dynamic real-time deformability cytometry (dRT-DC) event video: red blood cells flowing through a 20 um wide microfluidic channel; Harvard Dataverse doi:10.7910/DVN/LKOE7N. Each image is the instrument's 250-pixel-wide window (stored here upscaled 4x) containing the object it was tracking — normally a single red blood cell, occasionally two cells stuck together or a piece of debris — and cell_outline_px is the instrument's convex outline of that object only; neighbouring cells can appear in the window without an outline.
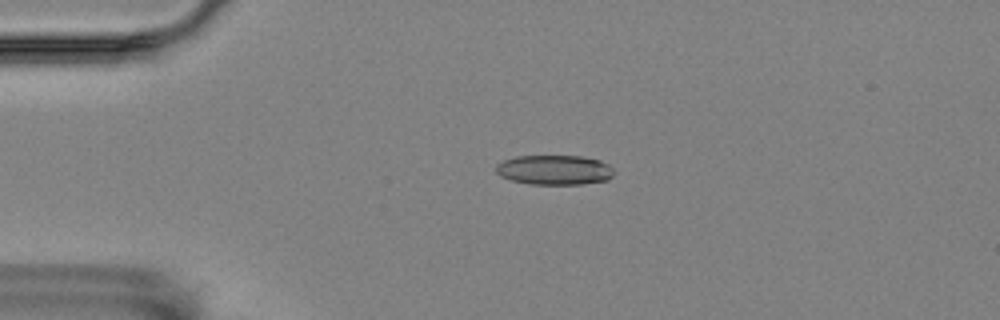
{"species": "Egyptian fruit bat (a non-hibernating species)", "species_latin": "Rousettus aegyptiacus", "temperature_condition": "room temperature", "stored_images_in_passage": 57, "camera_frame_rate_fps": 3000, "um_per_image_px": 0.085, "animal": {"sex": "female"}, "frame": {"image": 1, "passage_image": 13, "time_ms": 4.0, "image_size_px": [1000, 320], "cell_outline_px": [[616, 172], [608, 180], [580, 184], [528, 184], [512, 180], [500, 176], [496, 172], [496, 164], [504, 160], [516, 156], [580, 156], [600, 160], [608, 164]], "centroid_in_image_um": [47.13, 14.44], "position_along_channel_um": 37.9, "area_um2": 20.52}}
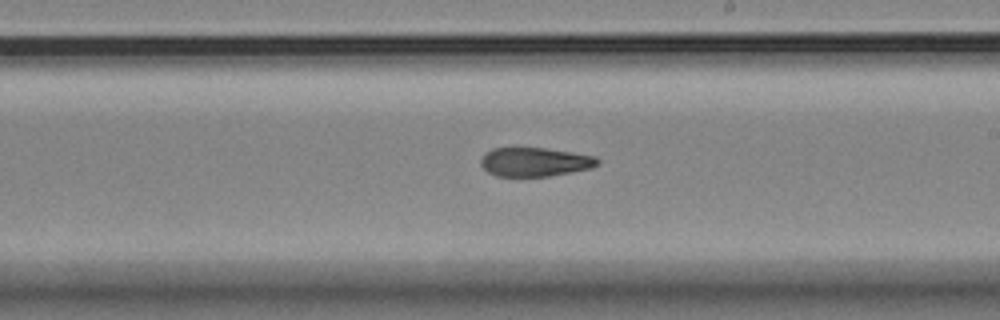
{"frame": {"image": 2, "passage_image": 33, "time_ms": 10.667, "image_size_px": [1000, 320], "cell_outline_px": [[600, 164], [592, 168], [572, 172], [548, 176], [496, 176], [488, 172], [480, 164], [480, 160], [484, 152], [492, 148], [544, 148], [596, 156], [600, 160]], "centroid_in_image_um": [45.46, 13.76], "position_along_channel_um": 243.5, "area_um2": 19.77}}
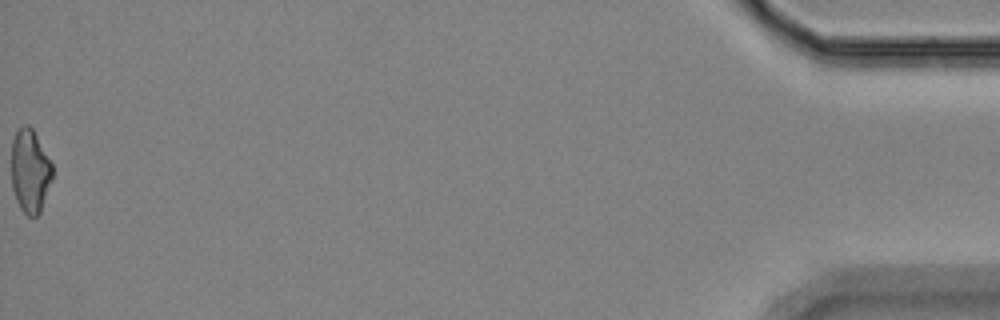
{"frame": {"image": 3, "passage_image": 57, "time_ms": 18.667, "image_size_px": [1000, 320], "cell_outline_px": [[52, 176], [40, 212], [36, 216], [28, 216], [20, 208], [16, 200], [12, 188], [12, 140], [16, 132], [24, 124], [28, 124], [32, 128], [52, 164]], "centroid_in_image_um": [2.54, 14.53], "position_along_channel_um": 432.7, "area_um2": 19.59}, "authors_computed_cell_mechanics": {"area_um2": 20.6346, "velocity_mm_per_s": 3.5605, "shape_relaxation_time_tau1_ms": null, "shape_relaxation_time_tau2_ms": 6.5818, "deformation_change_tau1": null, "deformation_change_tau2": 0.1455}}